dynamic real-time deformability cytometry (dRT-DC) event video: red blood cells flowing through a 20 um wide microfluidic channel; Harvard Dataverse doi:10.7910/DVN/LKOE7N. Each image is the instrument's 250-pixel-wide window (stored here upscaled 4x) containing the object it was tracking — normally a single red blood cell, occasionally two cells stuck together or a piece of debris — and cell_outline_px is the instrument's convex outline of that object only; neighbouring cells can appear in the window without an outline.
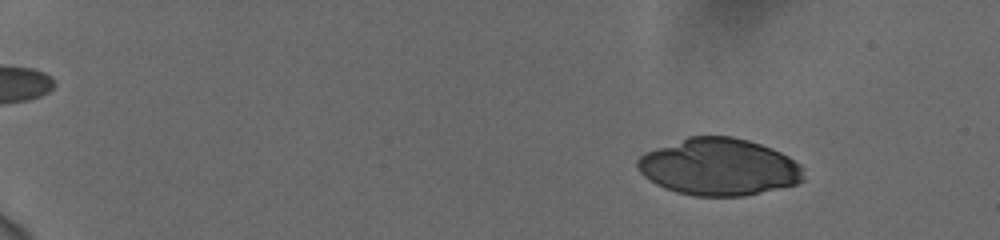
{"species": "human", "species_latin": "Homo sapiens", "temperature_condition": "cold", "stored_images_in_passage": 57, "camera_frame_rate_fps": 3000, "um_per_image_px": 0.085, "donor": {"sex": "female"}, "frame": {"image": 1, "passage_image": 8, "time_ms": 2.333, "image_size_px": [1000, 240], "cell_outline_px": [[804, 180], [796, 184], [744, 196], [696, 196], [676, 192], [664, 188], [656, 184], [644, 176], [636, 168], [636, 160], [644, 152], [688, 136], [732, 136], [748, 140], [772, 148], [788, 156], [800, 164], [804, 168]], "centroid_in_image_um": [61.09, 14.19], "position_along_channel_um": 23.9, "area_um2": 55.49}}